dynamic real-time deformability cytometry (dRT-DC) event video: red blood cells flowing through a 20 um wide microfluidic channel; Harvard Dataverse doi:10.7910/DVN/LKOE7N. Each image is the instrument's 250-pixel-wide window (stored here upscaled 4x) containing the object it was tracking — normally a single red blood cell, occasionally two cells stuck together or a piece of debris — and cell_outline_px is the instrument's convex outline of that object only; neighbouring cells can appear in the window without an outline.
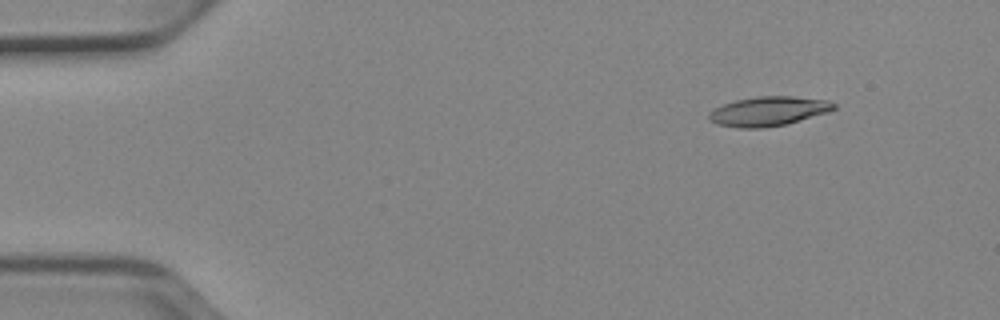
{"species": "Egyptian fruit bat (a non-hibernating species)", "species_latin": "Rousettus aegyptiacus", "temperature_condition": "cold", "stored_images_in_passage": 52, "camera_frame_rate_fps": 3000, "um_per_image_px": 0.085, "animal": {"sex": "female"}, "frame": {"image": 1, "passage_image": 6, "time_ms": 1.667, "image_size_px": [1000, 320], "cell_outline_px": [[836, 108], [828, 112], [784, 124], [760, 128], [740, 128], [716, 124], [708, 120], [708, 112], [712, 108], [736, 100], [756, 96], [792, 96], [828, 100], [836, 104]], "centroid_in_image_um": [65.26, 9.45], "position_along_channel_um": 19.7, "area_um2": 21.39}}
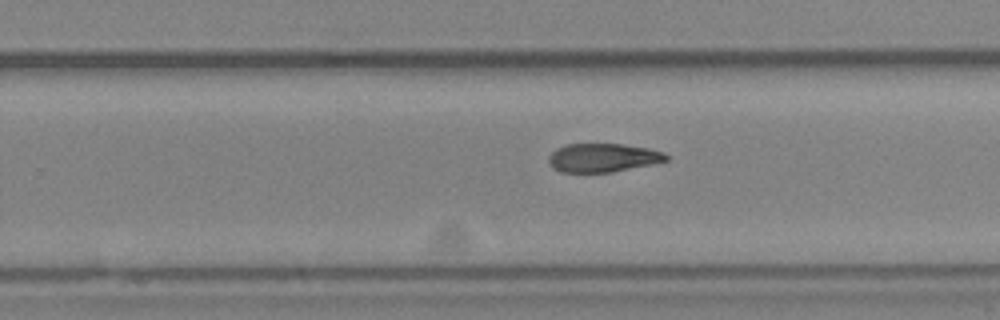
{"frame": {"image": 2, "passage_image": 33, "time_ms": 10.667, "image_size_px": [1000, 320], "cell_outline_px": [[668, 160], [652, 164], [612, 172], [560, 172], [552, 168], [548, 164], [548, 156], [556, 148], [564, 144], [624, 144], [648, 148], [664, 152], [668, 156]], "centroid_in_image_um": [51.21, 13.4], "position_along_channel_um": 278.6, "area_um2": 19.77}}
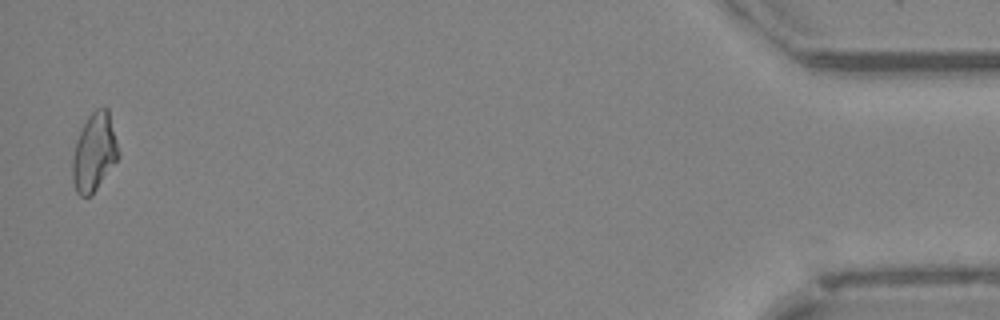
{"frame": {"image": 3, "passage_image": 51, "time_ms": 16.667, "image_size_px": [1000, 320], "cell_outline_px": [[120, 156], [92, 196], [80, 196], [76, 192], [72, 180], [72, 156], [80, 132], [88, 116], [96, 108], [104, 104], [108, 108], [120, 152]], "centroid_in_image_um": [8.03, 12.94], "position_along_channel_um": 427.2, "area_um2": 21.15}, "authors_computed_cell_mechanics": {"area_um2": 20.9236, "velocity_mm_per_s": 3.9194, "shape_relaxation_time_tau1_ms": 6.4241, "shape_relaxation_time_tau2_ms": null, "deformation_change_tau1": 0.1868, "deformation_change_tau2": null}}